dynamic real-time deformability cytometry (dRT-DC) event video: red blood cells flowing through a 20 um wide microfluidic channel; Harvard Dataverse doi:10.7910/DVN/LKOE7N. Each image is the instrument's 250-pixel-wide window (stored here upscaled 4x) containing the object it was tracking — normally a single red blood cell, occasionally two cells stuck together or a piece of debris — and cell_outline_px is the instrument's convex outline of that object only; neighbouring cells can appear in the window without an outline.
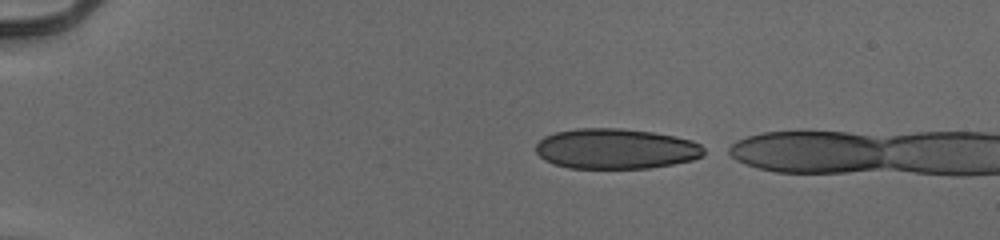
{"species": "human", "species_latin": "Homo sapiens", "temperature_condition": "cold", "stored_images_in_passage": 40, "camera_frame_rate_fps": 3000, "um_per_image_px": 0.085, "donor": {"sex": "male"}, "frame": {"image": 1, "passage_image": 1, "time_ms": 0.0, "image_size_px": [1000, 240], "cell_outline_px": [[704, 156], [692, 160], [672, 164], [648, 168], [568, 168], [552, 164], [544, 160], [536, 152], [536, 144], [544, 136], [556, 132], [576, 128], [620, 128], [652, 132], [676, 136], [692, 140], [700, 144], [704, 148]], "centroid_in_image_um": [52.34, 12.64], "position_along_channel_um": 32.7, "area_um2": 39.71}}
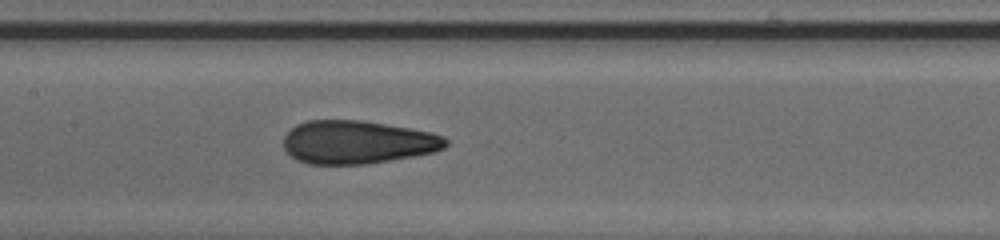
{"frame": {"image": 2, "passage_image": 18, "time_ms": 5.667, "image_size_px": [1000, 240], "cell_outline_px": [[448, 144], [444, 148], [436, 152], [368, 164], [308, 164], [296, 160], [284, 148], [284, 136], [296, 124], [308, 120], [360, 120], [432, 132], [444, 136], [448, 140]], "centroid_in_image_um": [30.39, 12.09], "position_along_channel_um": 177.0, "area_um2": 40.92}}
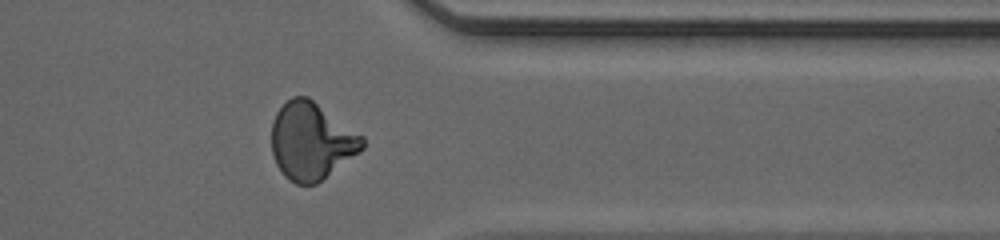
{"frame": {"image": 3, "passage_image": 34, "time_ms": 11.0, "image_size_px": [1000, 240], "cell_outline_px": [[364, 148], [360, 152], [316, 184], [296, 184], [288, 180], [284, 176], [276, 164], [272, 156], [272, 120], [276, 112], [292, 96], [308, 96], [364, 136]], "centroid_in_image_um": [26.46, 11.99], "position_along_channel_um": 384.9, "area_um2": 41.04}}